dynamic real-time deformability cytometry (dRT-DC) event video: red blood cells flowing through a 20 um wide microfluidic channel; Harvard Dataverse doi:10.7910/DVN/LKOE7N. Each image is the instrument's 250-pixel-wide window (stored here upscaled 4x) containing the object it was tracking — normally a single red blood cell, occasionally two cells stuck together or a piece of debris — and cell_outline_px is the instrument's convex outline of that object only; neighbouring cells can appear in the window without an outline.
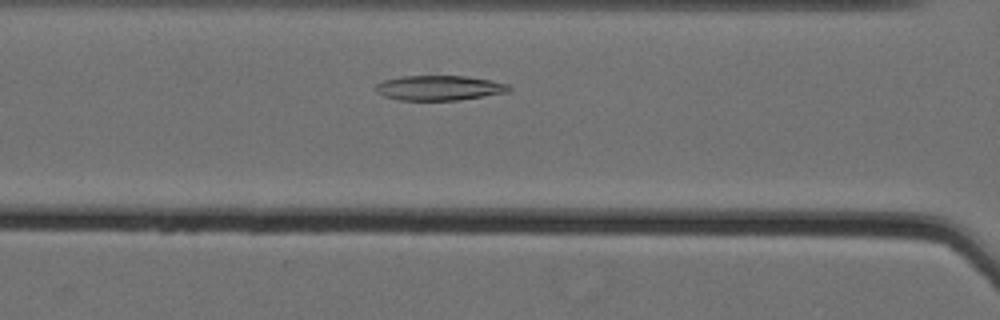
{"species": "Egyptian fruit bat (a non-hibernating species)", "species_latin": "Rousettus aegyptiacus", "temperature_condition": "cold", "stored_images_in_passage": 37, "camera_frame_rate_fps": 3000, "um_per_image_px": 0.085, "animal": {"sex": "female"}, "frame": {"image": 1, "passage_image": 12, "time_ms": 3.667, "image_size_px": [1000, 320], "cell_outline_px": [[512, 88], [508, 92], [460, 100], [400, 100], [384, 96], [376, 92], [376, 84], [384, 80], [404, 76], [464, 76], [488, 80], [508, 84]], "centroid_in_image_um": [37.33, 7.48], "position_along_channel_um": 129.3, "area_um2": 19.19}}
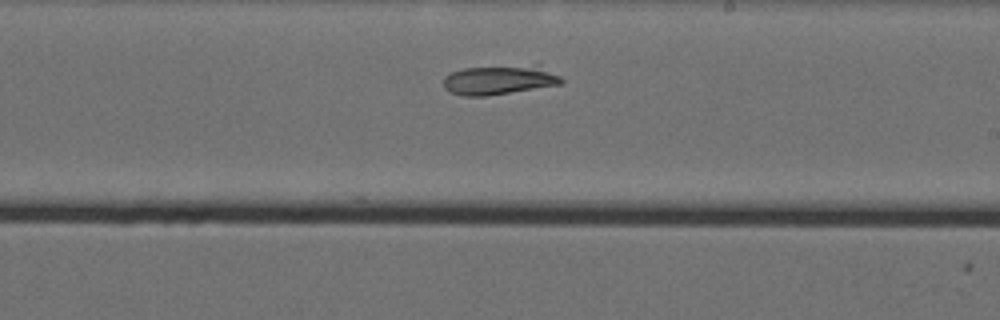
{"frame": {"image": 2, "passage_image": 22, "time_ms": 7.0, "image_size_px": [1000, 320], "cell_outline_px": [[564, 80], [560, 84], [488, 96], [460, 96], [444, 88], [444, 76], [452, 72], [464, 68], [524, 68], [544, 72], [560, 76]], "centroid_in_image_um": [42.24, 6.88], "position_along_channel_um": 246.8, "area_um2": 18.5}}
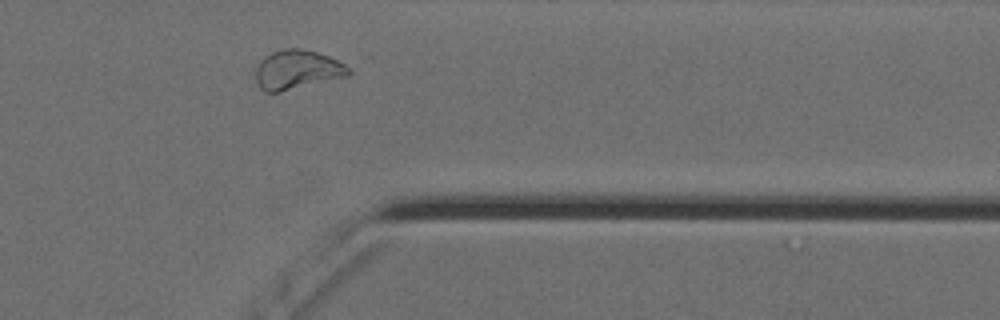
{"frame": {"image": 3, "passage_image": 34, "time_ms": 11.0, "image_size_px": [1000, 320], "cell_outline_px": [[352, 72], [348, 76], [280, 92], [264, 92], [256, 84], [256, 68], [260, 60], [264, 56], [272, 52], [284, 48], [300, 48], [316, 52], [328, 56], [352, 68]], "centroid_in_image_um": [25.25, 5.93], "position_along_channel_um": 386.2, "area_um2": 21.39}}